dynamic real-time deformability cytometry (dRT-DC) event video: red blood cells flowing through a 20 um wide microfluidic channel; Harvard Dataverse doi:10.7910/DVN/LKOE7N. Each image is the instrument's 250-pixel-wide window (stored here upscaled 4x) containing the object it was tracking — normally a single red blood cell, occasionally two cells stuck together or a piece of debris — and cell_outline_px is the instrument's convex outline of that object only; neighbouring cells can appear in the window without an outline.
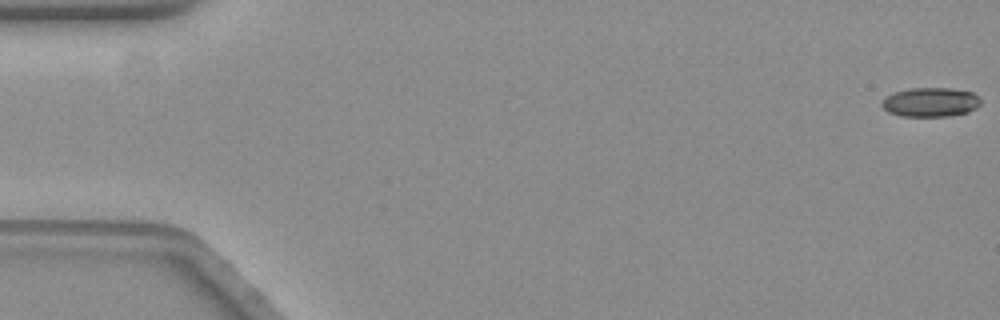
{"species": "common noctule bat (a hibernating species)", "species_latin": "Nyctalus noctula", "temperature_condition": "warm", "stored_images_in_passage": 12, "camera_frame_rate_fps": 3000, "um_per_image_px": 0.085, "animal": {"sex": "female", "body_mass_g": 19.3, "forearm_length_mm": 54.1}, "frame": {"image": 1, "passage_image": 1, "time_ms": 0.0, "image_size_px": [1000, 320], "cell_outline_px": [[980, 104], [976, 108], [968, 112], [948, 116], [900, 116], [888, 112], [880, 104], [892, 92], [908, 88], [952, 88], [972, 92], [980, 100]], "centroid_in_image_um": [79.08, 8.68], "position_along_channel_um": 5.9, "area_um2": 16.82}}